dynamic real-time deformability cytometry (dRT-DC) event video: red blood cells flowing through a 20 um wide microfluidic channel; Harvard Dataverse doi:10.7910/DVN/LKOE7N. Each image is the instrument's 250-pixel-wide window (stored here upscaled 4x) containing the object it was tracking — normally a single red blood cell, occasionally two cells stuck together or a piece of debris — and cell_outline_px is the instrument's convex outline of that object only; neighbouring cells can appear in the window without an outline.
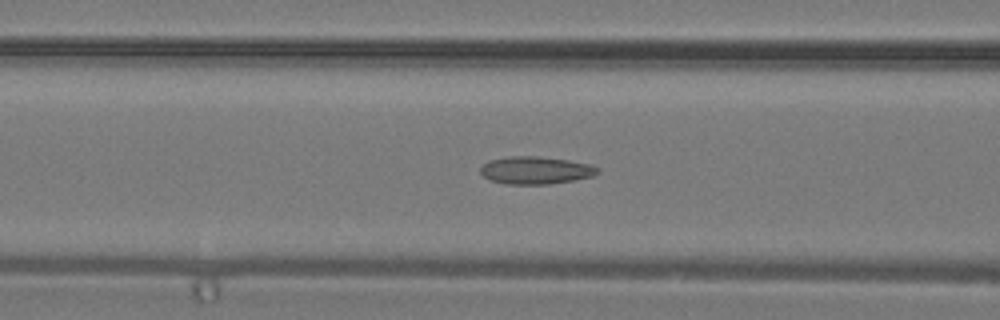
{"species": "common noctule bat (a hibernating species)", "species_latin": "Nyctalus noctula", "temperature_condition": "warm", "stored_images_in_passage": 32, "camera_frame_rate_fps": 3000, "um_per_image_px": 0.085, "animal": {"sex": "male", "body_mass_g": 19.2, "forearm_length_mm": 51.8}, "frame": {"image": 1, "passage_image": 16, "time_ms": 5.0, "image_size_px": [1000, 320], "cell_outline_px": [[600, 168], [592, 176], [576, 180], [548, 184], [504, 184], [492, 180], [484, 176], [480, 172], [480, 168], [488, 160], [508, 156], [536, 156], [568, 160], [592, 164]], "centroid_in_image_um": [45.53, 14.47], "position_along_channel_um": 121.1, "area_um2": 18.84}}
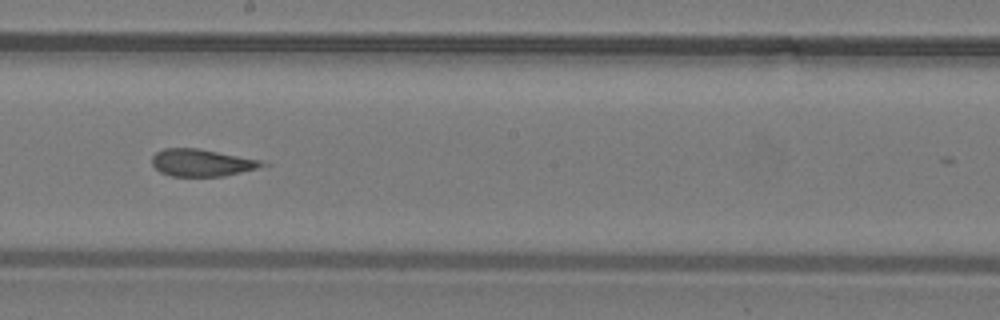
{"frame": {"image": 2, "passage_image": 22, "time_ms": 7.0, "image_size_px": [1000, 320], "cell_outline_px": [[272, 164], [224, 176], [172, 176], [160, 172], [152, 164], [152, 156], [156, 152], [164, 148], [196, 148], [260, 160]], "centroid_in_image_um": [17.13, 13.83], "position_along_channel_um": 231.1, "area_um2": 17.28}}
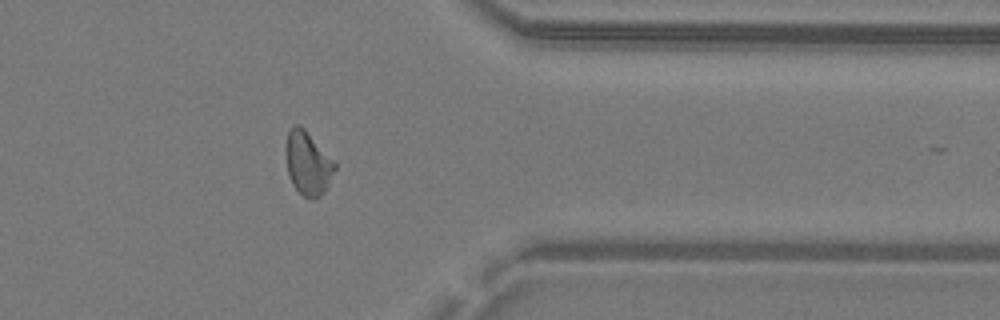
{"frame": {"image": 3, "passage_image": 31, "time_ms": 10.0, "image_size_px": [1000, 320], "cell_outline_px": [[336, 168], [324, 192], [320, 196], [304, 196], [292, 184], [288, 172], [284, 156], [284, 148], [288, 132], [296, 124], [304, 128], [336, 164]], "centroid_in_image_um": [26.13, 13.85], "position_along_channel_um": 385.3, "area_um2": 17.74}}